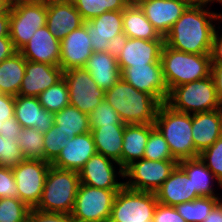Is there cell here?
Returning <instances> with one entry per match:
<instances>
[{"label":"cell","mask_w":222,"mask_h":222,"mask_svg":"<svg viewBox=\"0 0 222 222\" xmlns=\"http://www.w3.org/2000/svg\"><path fill=\"white\" fill-rule=\"evenodd\" d=\"M155 127L166 140L172 157L177 161L199 157L192 138V115L162 103L157 111Z\"/></svg>","instance_id":"3"},{"label":"cell","mask_w":222,"mask_h":222,"mask_svg":"<svg viewBox=\"0 0 222 222\" xmlns=\"http://www.w3.org/2000/svg\"><path fill=\"white\" fill-rule=\"evenodd\" d=\"M120 176L124 180V169L119 163L99 153L94 154L79 171L80 184L107 190H120L124 186V181H118Z\"/></svg>","instance_id":"13"},{"label":"cell","mask_w":222,"mask_h":222,"mask_svg":"<svg viewBox=\"0 0 222 222\" xmlns=\"http://www.w3.org/2000/svg\"><path fill=\"white\" fill-rule=\"evenodd\" d=\"M30 207L19 198L0 199V222H28Z\"/></svg>","instance_id":"37"},{"label":"cell","mask_w":222,"mask_h":222,"mask_svg":"<svg viewBox=\"0 0 222 222\" xmlns=\"http://www.w3.org/2000/svg\"><path fill=\"white\" fill-rule=\"evenodd\" d=\"M125 125L99 126L91 130L96 151L119 163Z\"/></svg>","instance_id":"30"},{"label":"cell","mask_w":222,"mask_h":222,"mask_svg":"<svg viewBox=\"0 0 222 222\" xmlns=\"http://www.w3.org/2000/svg\"><path fill=\"white\" fill-rule=\"evenodd\" d=\"M123 11H107L89 21H84L91 39L93 52L107 51L109 40L123 33Z\"/></svg>","instance_id":"23"},{"label":"cell","mask_w":222,"mask_h":222,"mask_svg":"<svg viewBox=\"0 0 222 222\" xmlns=\"http://www.w3.org/2000/svg\"><path fill=\"white\" fill-rule=\"evenodd\" d=\"M54 122L69 138L91 131L89 115L70 104L55 113Z\"/></svg>","instance_id":"32"},{"label":"cell","mask_w":222,"mask_h":222,"mask_svg":"<svg viewBox=\"0 0 222 222\" xmlns=\"http://www.w3.org/2000/svg\"><path fill=\"white\" fill-rule=\"evenodd\" d=\"M47 21V3H19L11 6L9 36L16 51L25 46Z\"/></svg>","instance_id":"8"},{"label":"cell","mask_w":222,"mask_h":222,"mask_svg":"<svg viewBox=\"0 0 222 222\" xmlns=\"http://www.w3.org/2000/svg\"><path fill=\"white\" fill-rule=\"evenodd\" d=\"M165 103L176 111L191 115L222 108L212 76L172 88Z\"/></svg>","instance_id":"6"},{"label":"cell","mask_w":222,"mask_h":222,"mask_svg":"<svg viewBox=\"0 0 222 222\" xmlns=\"http://www.w3.org/2000/svg\"><path fill=\"white\" fill-rule=\"evenodd\" d=\"M10 13L0 15V37L9 36Z\"/></svg>","instance_id":"53"},{"label":"cell","mask_w":222,"mask_h":222,"mask_svg":"<svg viewBox=\"0 0 222 222\" xmlns=\"http://www.w3.org/2000/svg\"><path fill=\"white\" fill-rule=\"evenodd\" d=\"M153 222H186L175 207L158 203L154 210Z\"/></svg>","instance_id":"45"},{"label":"cell","mask_w":222,"mask_h":222,"mask_svg":"<svg viewBox=\"0 0 222 222\" xmlns=\"http://www.w3.org/2000/svg\"><path fill=\"white\" fill-rule=\"evenodd\" d=\"M121 78L136 90L154 96L161 104L166 102L169 90L164 80L161 63L127 67L121 72Z\"/></svg>","instance_id":"14"},{"label":"cell","mask_w":222,"mask_h":222,"mask_svg":"<svg viewBox=\"0 0 222 222\" xmlns=\"http://www.w3.org/2000/svg\"><path fill=\"white\" fill-rule=\"evenodd\" d=\"M79 185V172L51 165L35 208L44 212L72 213Z\"/></svg>","instance_id":"5"},{"label":"cell","mask_w":222,"mask_h":222,"mask_svg":"<svg viewBox=\"0 0 222 222\" xmlns=\"http://www.w3.org/2000/svg\"><path fill=\"white\" fill-rule=\"evenodd\" d=\"M127 39H128V37L126 36V34L124 32L111 38L109 40L110 41L109 47L106 52H108L109 54H111L115 58H118L119 55L121 54L123 47L125 46Z\"/></svg>","instance_id":"48"},{"label":"cell","mask_w":222,"mask_h":222,"mask_svg":"<svg viewBox=\"0 0 222 222\" xmlns=\"http://www.w3.org/2000/svg\"><path fill=\"white\" fill-rule=\"evenodd\" d=\"M50 166L44 160L25 159L12 168L18 198L30 208H35L41 199Z\"/></svg>","instance_id":"11"},{"label":"cell","mask_w":222,"mask_h":222,"mask_svg":"<svg viewBox=\"0 0 222 222\" xmlns=\"http://www.w3.org/2000/svg\"><path fill=\"white\" fill-rule=\"evenodd\" d=\"M157 204L155 192L123 186L116 194L108 222H153Z\"/></svg>","instance_id":"7"},{"label":"cell","mask_w":222,"mask_h":222,"mask_svg":"<svg viewBox=\"0 0 222 222\" xmlns=\"http://www.w3.org/2000/svg\"><path fill=\"white\" fill-rule=\"evenodd\" d=\"M62 78L63 70L60 66L26 60L25 75L21 82L19 95L38 97Z\"/></svg>","instance_id":"18"},{"label":"cell","mask_w":222,"mask_h":222,"mask_svg":"<svg viewBox=\"0 0 222 222\" xmlns=\"http://www.w3.org/2000/svg\"><path fill=\"white\" fill-rule=\"evenodd\" d=\"M83 21H89L107 11H123L130 0H71Z\"/></svg>","instance_id":"33"},{"label":"cell","mask_w":222,"mask_h":222,"mask_svg":"<svg viewBox=\"0 0 222 222\" xmlns=\"http://www.w3.org/2000/svg\"><path fill=\"white\" fill-rule=\"evenodd\" d=\"M15 119L23 128H33L45 133L55 124V113H50L40 104L38 97L15 96Z\"/></svg>","instance_id":"22"},{"label":"cell","mask_w":222,"mask_h":222,"mask_svg":"<svg viewBox=\"0 0 222 222\" xmlns=\"http://www.w3.org/2000/svg\"><path fill=\"white\" fill-rule=\"evenodd\" d=\"M60 63L63 71L84 68L93 53L91 39L83 24L60 41Z\"/></svg>","instance_id":"16"},{"label":"cell","mask_w":222,"mask_h":222,"mask_svg":"<svg viewBox=\"0 0 222 222\" xmlns=\"http://www.w3.org/2000/svg\"><path fill=\"white\" fill-rule=\"evenodd\" d=\"M211 76L215 83L217 97L222 103V63H212Z\"/></svg>","instance_id":"50"},{"label":"cell","mask_w":222,"mask_h":222,"mask_svg":"<svg viewBox=\"0 0 222 222\" xmlns=\"http://www.w3.org/2000/svg\"><path fill=\"white\" fill-rule=\"evenodd\" d=\"M209 1H193L164 37V43L175 50L191 54H211L216 23L222 13L210 11ZM220 21V22H219Z\"/></svg>","instance_id":"1"},{"label":"cell","mask_w":222,"mask_h":222,"mask_svg":"<svg viewBox=\"0 0 222 222\" xmlns=\"http://www.w3.org/2000/svg\"><path fill=\"white\" fill-rule=\"evenodd\" d=\"M11 6L9 0H0V15L10 13Z\"/></svg>","instance_id":"54"},{"label":"cell","mask_w":222,"mask_h":222,"mask_svg":"<svg viewBox=\"0 0 222 222\" xmlns=\"http://www.w3.org/2000/svg\"><path fill=\"white\" fill-rule=\"evenodd\" d=\"M15 96L0 93V129L3 122L14 116Z\"/></svg>","instance_id":"46"},{"label":"cell","mask_w":222,"mask_h":222,"mask_svg":"<svg viewBox=\"0 0 222 222\" xmlns=\"http://www.w3.org/2000/svg\"><path fill=\"white\" fill-rule=\"evenodd\" d=\"M69 92V104L89 115L105 97V91L93 80L85 68L63 71Z\"/></svg>","instance_id":"12"},{"label":"cell","mask_w":222,"mask_h":222,"mask_svg":"<svg viewBox=\"0 0 222 222\" xmlns=\"http://www.w3.org/2000/svg\"><path fill=\"white\" fill-rule=\"evenodd\" d=\"M23 127L19 124V122L15 119V116L6 119L0 129V135L8 137V138H12V137H16L18 139V137L21 134Z\"/></svg>","instance_id":"47"},{"label":"cell","mask_w":222,"mask_h":222,"mask_svg":"<svg viewBox=\"0 0 222 222\" xmlns=\"http://www.w3.org/2000/svg\"><path fill=\"white\" fill-rule=\"evenodd\" d=\"M69 136L59 129V125H53L44 133V161L52 163L66 146Z\"/></svg>","instance_id":"39"},{"label":"cell","mask_w":222,"mask_h":222,"mask_svg":"<svg viewBox=\"0 0 222 222\" xmlns=\"http://www.w3.org/2000/svg\"><path fill=\"white\" fill-rule=\"evenodd\" d=\"M145 1V0H133V4H139L140 2Z\"/></svg>","instance_id":"57"},{"label":"cell","mask_w":222,"mask_h":222,"mask_svg":"<svg viewBox=\"0 0 222 222\" xmlns=\"http://www.w3.org/2000/svg\"><path fill=\"white\" fill-rule=\"evenodd\" d=\"M11 5L19 4V3H31V2H48L50 0H9Z\"/></svg>","instance_id":"55"},{"label":"cell","mask_w":222,"mask_h":222,"mask_svg":"<svg viewBox=\"0 0 222 222\" xmlns=\"http://www.w3.org/2000/svg\"><path fill=\"white\" fill-rule=\"evenodd\" d=\"M104 100L112 105L126 125L155 123L161 105L154 96L136 90L122 78L105 91Z\"/></svg>","instance_id":"2"},{"label":"cell","mask_w":222,"mask_h":222,"mask_svg":"<svg viewBox=\"0 0 222 222\" xmlns=\"http://www.w3.org/2000/svg\"><path fill=\"white\" fill-rule=\"evenodd\" d=\"M221 197H198L175 206L186 222H203Z\"/></svg>","instance_id":"34"},{"label":"cell","mask_w":222,"mask_h":222,"mask_svg":"<svg viewBox=\"0 0 222 222\" xmlns=\"http://www.w3.org/2000/svg\"><path fill=\"white\" fill-rule=\"evenodd\" d=\"M220 26L215 31L213 36L211 60L212 63H222V32H219Z\"/></svg>","instance_id":"49"},{"label":"cell","mask_w":222,"mask_h":222,"mask_svg":"<svg viewBox=\"0 0 222 222\" xmlns=\"http://www.w3.org/2000/svg\"><path fill=\"white\" fill-rule=\"evenodd\" d=\"M38 99L43 108L50 113H57L68 106L69 92L64 78L42 92Z\"/></svg>","instance_id":"35"},{"label":"cell","mask_w":222,"mask_h":222,"mask_svg":"<svg viewBox=\"0 0 222 222\" xmlns=\"http://www.w3.org/2000/svg\"><path fill=\"white\" fill-rule=\"evenodd\" d=\"M28 222H76L71 213L44 212L31 208Z\"/></svg>","instance_id":"44"},{"label":"cell","mask_w":222,"mask_h":222,"mask_svg":"<svg viewBox=\"0 0 222 222\" xmlns=\"http://www.w3.org/2000/svg\"><path fill=\"white\" fill-rule=\"evenodd\" d=\"M122 26L123 32L128 38L143 40L164 39L137 4L130 3L123 10Z\"/></svg>","instance_id":"29"},{"label":"cell","mask_w":222,"mask_h":222,"mask_svg":"<svg viewBox=\"0 0 222 222\" xmlns=\"http://www.w3.org/2000/svg\"><path fill=\"white\" fill-rule=\"evenodd\" d=\"M143 158L147 160H175L164 136L156 127L149 133Z\"/></svg>","instance_id":"38"},{"label":"cell","mask_w":222,"mask_h":222,"mask_svg":"<svg viewBox=\"0 0 222 222\" xmlns=\"http://www.w3.org/2000/svg\"><path fill=\"white\" fill-rule=\"evenodd\" d=\"M199 157L222 184V137L200 153Z\"/></svg>","instance_id":"42"},{"label":"cell","mask_w":222,"mask_h":222,"mask_svg":"<svg viewBox=\"0 0 222 222\" xmlns=\"http://www.w3.org/2000/svg\"><path fill=\"white\" fill-rule=\"evenodd\" d=\"M119 190H107L80 184L72 216L76 222H108Z\"/></svg>","instance_id":"9"},{"label":"cell","mask_w":222,"mask_h":222,"mask_svg":"<svg viewBox=\"0 0 222 222\" xmlns=\"http://www.w3.org/2000/svg\"><path fill=\"white\" fill-rule=\"evenodd\" d=\"M9 197L18 198L12 168L0 166V199Z\"/></svg>","instance_id":"43"},{"label":"cell","mask_w":222,"mask_h":222,"mask_svg":"<svg viewBox=\"0 0 222 222\" xmlns=\"http://www.w3.org/2000/svg\"><path fill=\"white\" fill-rule=\"evenodd\" d=\"M164 39L143 40L128 38L121 54L117 58L121 72L130 66L161 63V50Z\"/></svg>","instance_id":"20"},{"label":"cell","mask_w":222,"mask_h":222,"mask_svg":"<svg viewBox=\"0 0 222 222\" xmlns=\"http://www.w3.org/2000/svg\"><path fill=\"white\" fill-rule=\"evenodd\" d=\"M154 128V123L125 125L121 151V168L125 169L132 162L144 157L149 133Z\"/></svg>","instance_id":"27"},{"label":"cell","mask_w":222,"mask_h":222,"mask_svg":"<svg viewBox=\"0 0 222 222\" xmlns=\"http://www.w3.org/2000/svg\"><path fill=\"white\" fill-rule=\"evenodd\" d=\"M160 62L169 91L182 84L211 76V54L186 53L168 47L164 43Z\"/></svg>","instance_id":"4"},{"label":"cell","mask_w":222,"mask_h":222,"mask_svg":"<svg viewBox=\"0 0 222 222\" xmlns=\"http://www.w3.org/2000/svg\"><path fill=\"white\" fill-rule=\"evenodd\" d=\"M178 166L187 174L189 179H191L192 189H194L200 197H222L218 196L220 194H216V190L213 188L215 185L212 183L214 181L217 182L220 189L222 188V184L206 167V164L200 157L179 161Z\"/></svg>","instance_id":"28"},{"label":"cell","mask_w":222,"mask_h":222,"mask_svg":"<svg viewBox=\"0 0 222 222\" xmlns=\"http://www.w3.org/2000/svg\"><path fill=\"white\" fill-rule=\"evenodd\" d=\"M25 159L44 160V133L33 128H23L17 139Z\"/></svg>","instance_id":"36"},{"label":"cell","mask_w":222,"mask_h":222,"mask_svg":"<svg viewBox=\"0 0 222 222\" xmlns=\"http://www.w3.org/2000/svg\"><path fill=\"white\" fill-rule=\"evenodd\" d=\"M178 165L176 160L140 159L124 169V186L137 191L155 192Z\"/></svg>","instance_id":"10"},{"label":"cell","mask_w":222,"mask_h":222,"mask_svg":"<svg viewBox=\"0 0 222 222\" xmlns=\"http://www.w3.org/2000/svg\"><path fill=\"white\" fill-rule=\"evenodd\" d=\"M60 41L56 39L45 25L36 30L29 42L19 52L26 60L59 66Z\"/></svg>","instance_id":"21"},{"label":"cell","mask_w":222,"mask_h":222,"mask_svg":"<svg viewBox=\"0 0 222 222\" xmlns=\"http://www.w3.org/2000/svg\"><path fill=\"white\" fill-rule=\"evenodd\" d=\"M90 128L99 126L126 125L116 110L106 100H103L90 114Z\"/></svg>","instance_id":"40"},{"label":"cell","mask_w":222,"mask_h":222,"mask_svg":"<svg viewBox=\"0 0 222 222\" xmlns=\"http://www.w3.org/2000/svg\"><path fill=\"white\" fill-rule=\"evenodd\" d=\"M155 195L158 203L173 207L200 197L192 189L191 179L178 165L155 191Z\"/></svg>","instance_id":"24"},{"label":"cell","mask_w":222,"mask_h":222,"mask_svg":"<svg viewBox=\"0 0 222 222\" xmlns=\"http://www.w3.org/2000/svg\"><path fill=\"white\" fill-rule=\"evenodd\" d=\"M194 0H145L138 5L158 33L165 37Z\"/></svg>","instance_id":"15"},{"label":"cell","mask_w":222,"mask_h":222,"mask_svg":"<svg viewBox=\"0 0 222 222\" xmlns=\"http://www.w3.org/2000/svg\"><path fill=\"white\" fill-rule=\"evenodd\" d=\"M25 67L26 59L19 51L0 62V93L19 95Z\"/></svg>","instance_id":"31"},{"label":"cell","mask_w":222,"mask_h":222,"mask_svg":"<svg viewBox=\"0 0 222 222\" xmlns=\"http://www.w3.org/2000/svg\"><path fill=\"white\" fill-rule=\"evenodd\" d=\"M84 68L104 91L109 90L121 79L117 58L105 51L93 52Z\"/></svg>","instance_id":"26"},{"label":"cell","mask_w":222,"mask_h":222,"mask_svg":"<svg viewBox=\"0 0 222 222\" xmlns=\"http://www.w3.org/2000/svg\"><path fill=\"white\" fill-rule=\"evenodd\" d=\"M17 52L10 37H0V62Z\"/></svg>","instance_id":"51"},{"label":"cell","mask_w":222,"mask_h":222,"mask_svg":"<svg viewBox=\"0 0 222 222\" xmlns=\"http://www.w3.org/2000/svg\"><path fill=\"white\" fill-rule=\"evenodd\" d=\"M25 160L17 138L0 135V166L13 168Z\"/></svg>","instance_id":"41"},{"label":"cell","mask_w":222,"mask_h":222,"mask_svg":"<svg viewBox=\"0 0 222 222\" xmlns=\"http://www.w3.org/2000/svg\"><path fill=\"white\" fill-rule=\"evenodd\" d=\"M203 222H222V202L219 201Z\"/></svg>","instance_id":"52"},{"label":"cell","mask_w":222,"mask_h":222,"mask_svg":"<svg viewBox=\"0 0 222 222\" xmlns=\"http://www.w3.org/2000/svg\"><path fill=\"white\" fill-rule=\"evenodd\" d=\"M209 2H212L213 4L216 2L220 3L222 5V0H208Z\"/></svg>","instance_id":"56"},{"label":"cell","mask_w":222,"mask_h":222,"mask_svg":"<svg viewBox=\"0 0 222 222\" xmlns=\"http://www.w3.org/2000/svg\"><path fill=\"white\" fill-rule=\"evenodd\" d=\"M96 153L93 136L91 132H87L67 139L66 146L51 165L60 169L79 172Z\"/></svg>","instance_id":"19"},{"label":"cell","mask_w":222,"mask_h":222,"mask_svg":"<svg viewBox=\"0 0 222 222\" xmlns=\"http://www.w3.org/2000/svg\"><path fill=\"white\" fill-rule=\"evenodd\" d=\"M83 19L71 0H50L47 2L46 26L59 41L83 25Z\"/></svg>","instance_id":"17"},{"label":"cell","mask_w":222,"mask_h":222,"mask_svg":"<svg viewBox=\"0 0 222 222\" xmlns=\"http://www.w3.org/2000/svg\"><path fill=\"white\" fill-rule=\"evenodd\" d=\"M222 137V108L192 114V138L200 154Z\"/></svg>","instance_id":"25"}]
</instances>
